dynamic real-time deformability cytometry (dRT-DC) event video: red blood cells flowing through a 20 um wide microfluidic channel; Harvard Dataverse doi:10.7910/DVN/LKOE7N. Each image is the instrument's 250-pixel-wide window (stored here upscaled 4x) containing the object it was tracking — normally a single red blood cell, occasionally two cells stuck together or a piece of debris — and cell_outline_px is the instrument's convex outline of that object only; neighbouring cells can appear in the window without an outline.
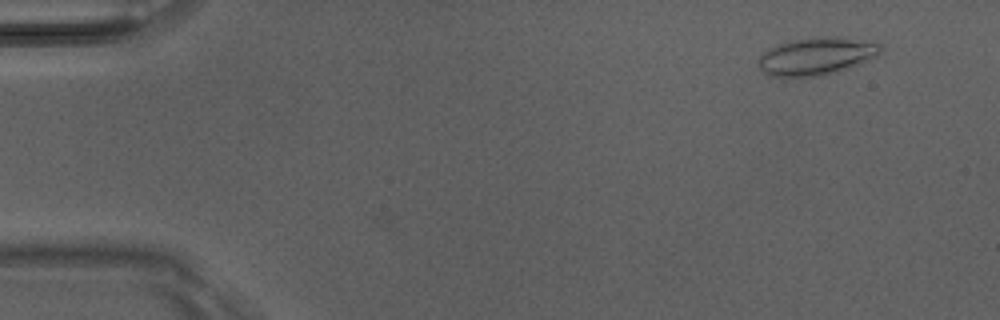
{"species": "Egyptian fruit bat (a non-hibernating species)", "species_latin": "Rousettus aegyptiacus", "temperature_condition": "room temperature", "stored_images_in_passage": 5, "camera_frame_rate_fps": 3000, "um_per_image_px": 0.085, "animal": {"sex": "male"}, "frame": {"image": 1, "passage_image": 2, "time_ms": 0.333, "image_size_px": [1000, 320], "cell_outline_px": [[884, 48], [876, 56], [848, 68], [820, 76], [768, 76], [760, 68], [760, 56], [768, 48], [780, 44], [796, 40], [824, 36], [836, 36], [884, 44]], "centroid_in_image_um": [69.43, 4.77], "position_along_channel_um": 15.6, "area_um2": 26.3}}